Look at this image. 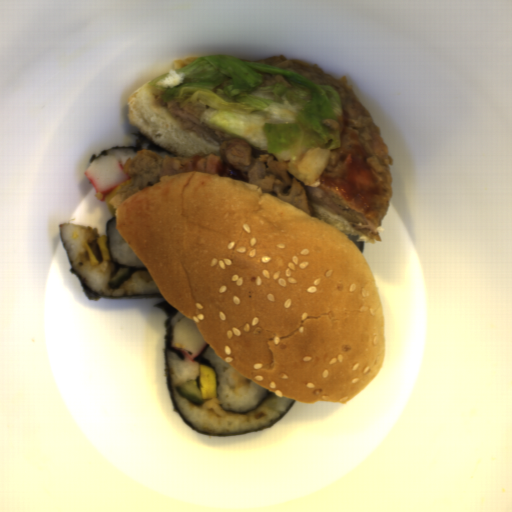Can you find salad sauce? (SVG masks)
Here are the masks:
<instances>
[{"mask_svg":"<svg viewBox=\"0 0 512 512\" xmlns=\"http://www.w3.org/2000/svg\"><path fill=\"white\" fill-rule=\"evenodd\" d=\"M186 73L176 72L173 68L168 71V73L158 82H156L160 87L163 88H176L179 85L183 84Z\"/></svg>","mask_w":512,"mask_h":512,"instance_id":"1","label":"salad sauce"}]
</instances>
